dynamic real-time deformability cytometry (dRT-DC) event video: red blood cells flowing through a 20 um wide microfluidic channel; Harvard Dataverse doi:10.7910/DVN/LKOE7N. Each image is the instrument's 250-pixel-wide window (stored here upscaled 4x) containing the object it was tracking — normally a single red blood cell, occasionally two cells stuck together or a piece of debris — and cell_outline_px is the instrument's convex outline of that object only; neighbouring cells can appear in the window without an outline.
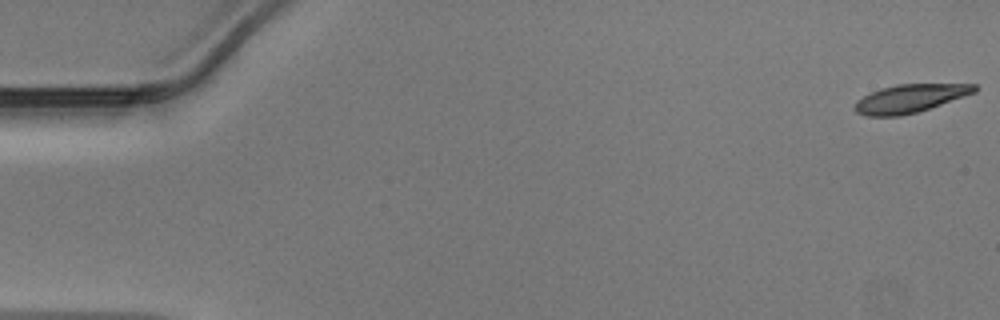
{"species": "Egyptian fruit bat (a non-hibernating species)", "species_latin": "Rousettus aegyptiacus", "temperature_condition": "warm", "stored_images_in_passage": 49, "camera_frame_rate_fps": 3000, "um_per_image_px": 0.085, "animal": {"sex": "male"}, "frame": {"image": 1, "passage_image": 1, "time_ms": 0.0, "image_size_px": [1000, 320], "cell_outline_px": [[976, 92], [916, 112], [900, 116], [864, 116], [856, 112], [852, 108], [856, 100], [880, 88], [896, 84], [976, 84]], "centroid_in_image_um": [77.28, 8.37], "position_along_channel_um": 7.7, "area_um2": 19.54}}
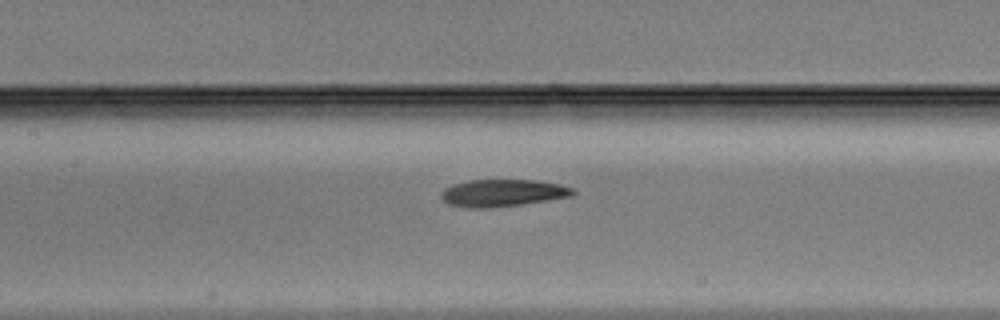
{"frame": {"image": 2, "passage_image": 23, "time_ms": 7.333, "image_size_px": [1000, 320], "cell_outline_px": [[576, 192], [572, 196], [524, 204], [492, 208], [468, 208], [448, 204], [440, 196], [440, 192], [444, 188], [452, 184], [468, 180], [536, 180], [560, 184], [572, 188]], "centroid_in_image_um": [42.7, 16.4], "position_along_channel_um": 164.7, "area_um2": 21.1}}
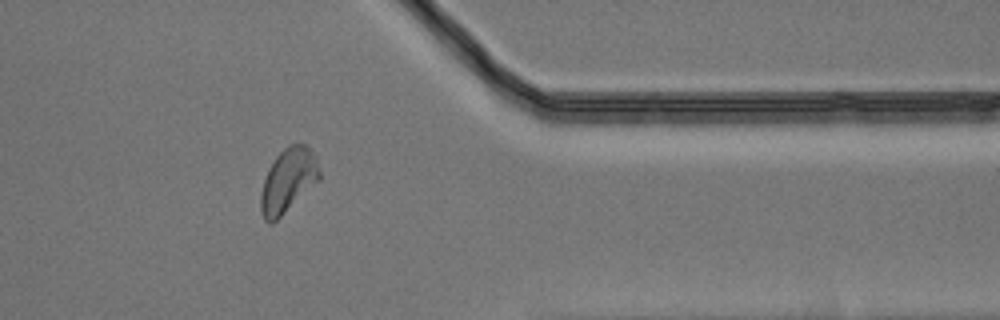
{"frame": {"image": 3, "passage_image": 40, "time_ms": 13.0, "image_size_px": [1000, 320], "cell_outline_px": [[320, 180], [272, 224], [268, 224], [264, 220], [260, 208], [260, 196], [264, 180], [268, 168], [276, 156], [288, 144], [308, 144], [316, 156], [320, 172]], "centroid_in_image_um": [24.49, 15.33], "position_along_channel_um": 386.9, "area_um2": 22.08}}